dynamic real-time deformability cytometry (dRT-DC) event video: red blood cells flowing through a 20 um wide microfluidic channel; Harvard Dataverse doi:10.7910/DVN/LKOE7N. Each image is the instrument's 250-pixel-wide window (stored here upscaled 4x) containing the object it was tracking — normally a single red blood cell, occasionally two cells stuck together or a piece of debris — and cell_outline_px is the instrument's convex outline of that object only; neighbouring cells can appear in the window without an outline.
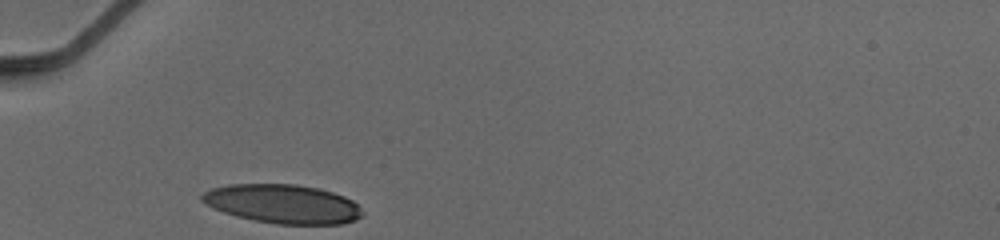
{"species": "human", "species_latin": "Homo sapiens", "temperature_condition": "cold", "stored_images_in_passage": 26, "camera_frame_rate_fps": 3000, "um_per_image_px": 0.085, "donor": {"sex": "male"}, "frame": {"image": 1, "passage_image": 1, "time_ms": 0.0, "image_size_px": [1000, 240], "cell_outline_px": [[364, 212], [356, 220], [340, 224], [276, 224], [236, 216], [224, 212], [200, 200], [200, 196], [204, 192], [212, 188], [228, 184], [296, 184], [320, 188], [344, 196], [352, 200]], "centroid_in_image_um": [24.05, 17.32], "position_along_channel_um": 60.9, "area_um2": 36.24}}
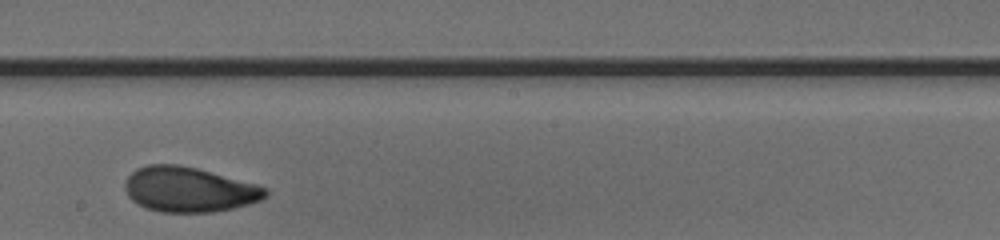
{"frame": {"image": 2, "passage_image": 15, "time_ms": 4.667, "image_size_px": [1000, 240], "cell_outline_px": [[268, 196], [260, 200], [248, 204], [232, 208], [212, 212], [160, 212], [148, 208], [132, 200], [128, 196], [124, 188], [124, 184], [128, 176], [136, 168], [148, 164], [180, 164], [196, 168], [256, 184], [268, 188]], "centroid_in_image_um": [16.06, 16.1], "position_along_channel_um": 232.1, "area_um2": 36.76}}
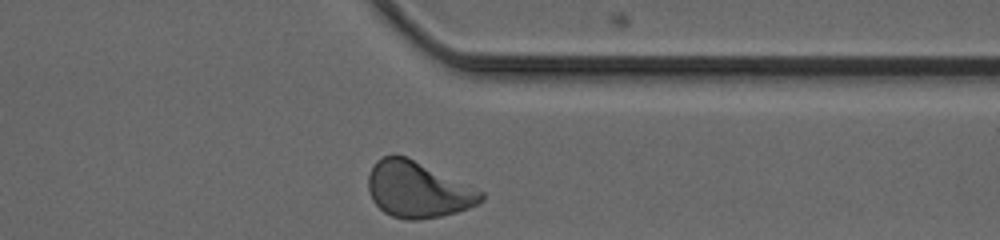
{"frame": {"image": 3, "passage_image": 26, "time_ms": 8.333, "image_size_px": [1000, 240], "cell_outline_px": [[484, 200], [480, 204], [456, 212], [440, 216], [416, 220], [408, 220], [392, 216], [384, 212], [372, 200], [368, 188], [368, 176], [372, 164], [380, 156], [392, 152], [408, 156], [484, 192]], "centroid_in_image_um": [35.49, 16.08], "position_along_channel_um": 375.9, "area_um2": 37.34}, "authors_computed_cell_mechanics": {"area_um2": 36.703, "velocity_mm_per_s": 3.9171, "shape_relaxation_time_tau1_ms": 4.0806, "shape_relaxation_time_tau2_ms": 1.4677, "deformation_change_tau1": 0.1643, "deformation_change_tau2": 0.0681}}